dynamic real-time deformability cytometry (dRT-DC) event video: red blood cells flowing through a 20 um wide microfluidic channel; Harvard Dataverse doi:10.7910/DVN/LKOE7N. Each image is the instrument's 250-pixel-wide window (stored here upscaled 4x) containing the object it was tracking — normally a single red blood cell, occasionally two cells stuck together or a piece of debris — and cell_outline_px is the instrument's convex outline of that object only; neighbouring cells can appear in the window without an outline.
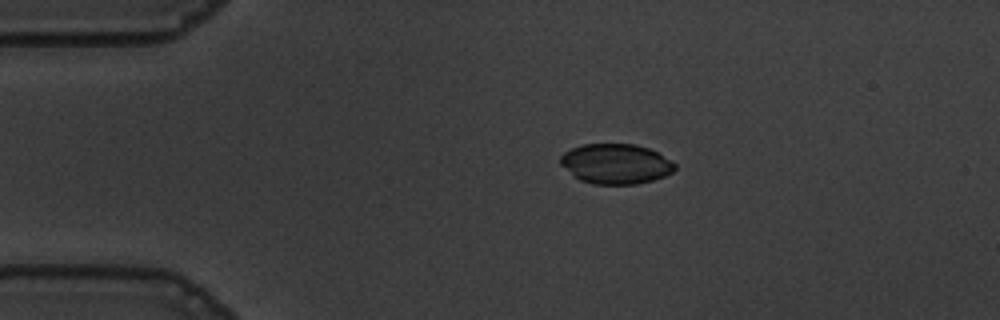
{"species": "common noctule bat (a hibernating species)", "species_latin": "Nyctalus noctula", "temperature_condition": "warm", "stored_images_in_passage": 46, "camera_frame_rate_fps": 3000, "um_per_image_px": 0.085, "animal": {"sex": "male", "body_mass_g": 19.5, "forearm_length_mm": 54.6}, "frame": {"image": 1, "passage_image": 2, "time_ms": 0.333, "image_size_px": [1000, 320], "cell_outline_px": [[676, 168], [672, 172], [664, 176], [652, 180], [636, 184], [592, 184], [580, 180], [560, 164], [560, 156], [564, 152], [572, 148], [584, 144], [636, 144], [648, 148], [656, 152], [676, 164]], "centroid_in_image_um": [52.33, 13.92], "position_along_channel_um": 32.7, "area_um2": 26.53}}
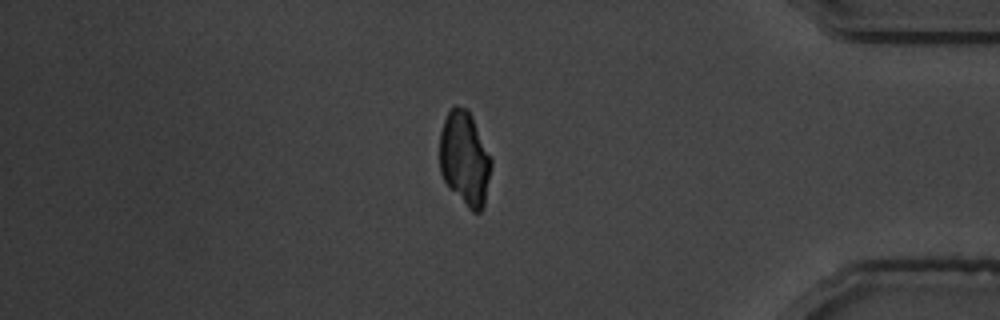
{"frame": {"image": 2, "passage_image": 38, "time_ms": 12.333, "image_size_px": [1000, 320], "cell_outline_px": [[492, 164], [484, 208], [480, 212], [472, 212], [448, 188], [440, 172], [440, 132], [444, 120], [448, 112], [456, 104], [468, 108], [472, 116], [492, 160]], "centroid_in_image_um": [39.5, 13.49], "position_along_channel_um": 395.7, "area_um2": 28.55}}
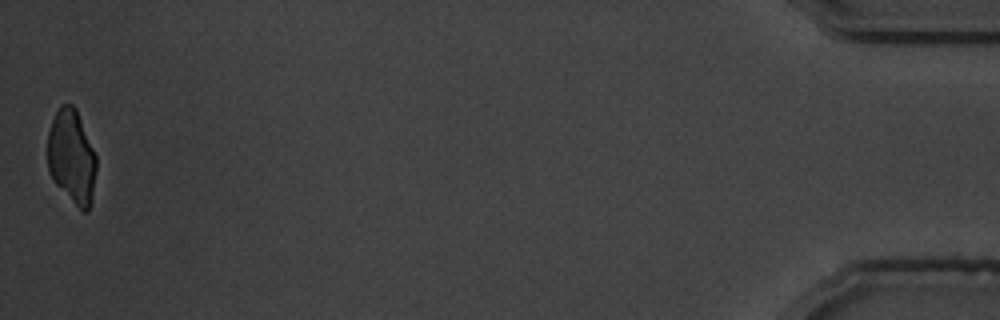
{"frame": {"image": 3, "passage_image": 46, "time_ms": 15.0, "image_size_px": [1000, 320], "cell_outline_px": [[96, 172], [92, 200], [88, 212], [84, 212], [56, 184], [48, 172], [48, 132], [52, 120], [60, 104], [72, 104], [76, 108], [96, 156]], "centroid_in_image_um": [6.1, 13.31], "position_along_channel_um": 429.1, "area_um2": 26.53}, "authors_computed_cell_mechanics": {"area_um2": 29.6225, "velocity_mm_per_s": 3.6421, "shape_relaxation_time_tau1_ms": 5.3827, "shape_relaxation_time_tau2_ms": 2.8525, "deformation_change_tau1": 0.1021, "deformation_change_tau2": 0.0463}}